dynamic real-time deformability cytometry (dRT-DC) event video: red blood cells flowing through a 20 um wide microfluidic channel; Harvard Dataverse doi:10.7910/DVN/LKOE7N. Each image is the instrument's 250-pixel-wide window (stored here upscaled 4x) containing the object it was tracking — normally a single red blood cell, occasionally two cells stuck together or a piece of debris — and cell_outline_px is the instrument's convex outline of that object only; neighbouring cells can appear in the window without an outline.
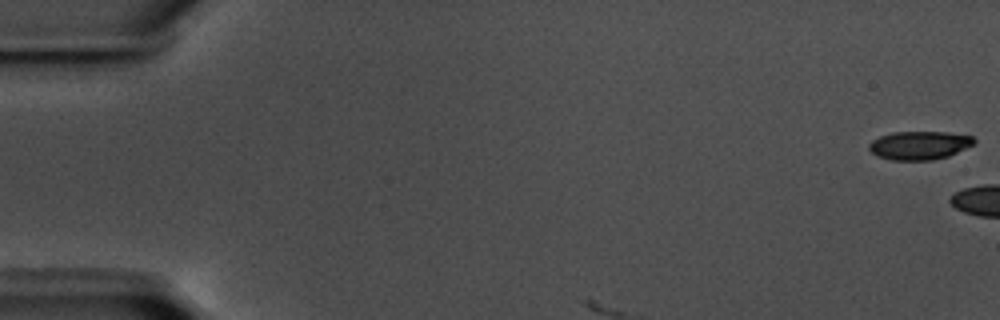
{"species": "common noctule bat (a hibernating species)", "species_latin": "Nyctalus noctula", "temperature_condition": "warm", "stored_images_in_passage": 8, "camera_frame_rate_fps": 3000, "um_per_image_px": 0.085, "animal": {"sex": "male", "body_mass_g": 17.5, "forearm_length_mm": 52.3}, "frame": {"image": 1, "passage_image": 1, "time_ms": 0.0, "image_size_px": [1000, 320], "cell_outline_px": [[976, 140], [972, 144], [948, 156], [932, 160], [892, 160], [880, 156], [872, 152], [868, 148], [868, 144], [872, 140], [880, 136], [892, 132], [948, 132], [972, 136]], "centroid_in_image_um": [78.12, 12.34], "position_along_channel_um": 6.9, "area_um2": 17.22}}